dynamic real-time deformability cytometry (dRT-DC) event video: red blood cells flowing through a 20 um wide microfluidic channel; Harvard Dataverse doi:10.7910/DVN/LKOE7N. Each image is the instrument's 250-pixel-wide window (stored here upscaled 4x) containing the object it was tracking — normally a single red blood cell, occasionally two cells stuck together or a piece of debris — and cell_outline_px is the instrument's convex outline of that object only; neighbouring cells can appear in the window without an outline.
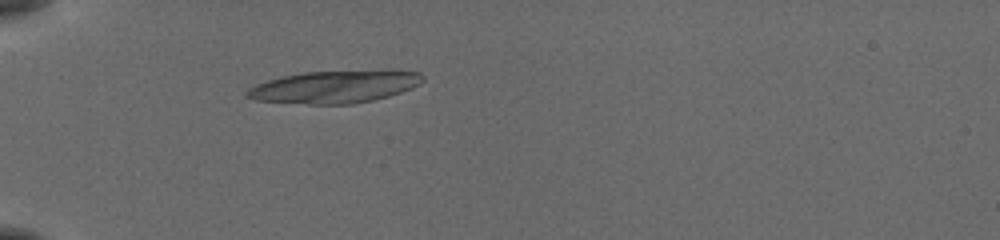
{"species": "common noctule bat (a hibernating species)", "species_latin": "Nyctalus noctula", "temperature_condition": "cold", "stored_images_in_passage": 12, "camera_frame_rate_fps": 3000, "um_per_image_px": 0.085, "animal": {"sex": "female", "body_mass_g": 19.5, "forearm_length_mm": 54.1}, "frame": {"image": 1, "passage_image": 1, "time_ms": 0.0, "image_size_px": [1000, 240], "cell_outline_px": [[424, 80], [420, 84], [412, 88], [388, 96], [372, 100], [352, 104], [308, 104], [256, 100], [244, 96], [244, 92], [248, 88], [256, 84], [280, 76], [304, 72], [392, 68], [420, 72], [424, 76]], "centroid_in_image_um": [28.51, 7.34], "position_along_channel_um": 56.5, "area_um2": 34.16}}